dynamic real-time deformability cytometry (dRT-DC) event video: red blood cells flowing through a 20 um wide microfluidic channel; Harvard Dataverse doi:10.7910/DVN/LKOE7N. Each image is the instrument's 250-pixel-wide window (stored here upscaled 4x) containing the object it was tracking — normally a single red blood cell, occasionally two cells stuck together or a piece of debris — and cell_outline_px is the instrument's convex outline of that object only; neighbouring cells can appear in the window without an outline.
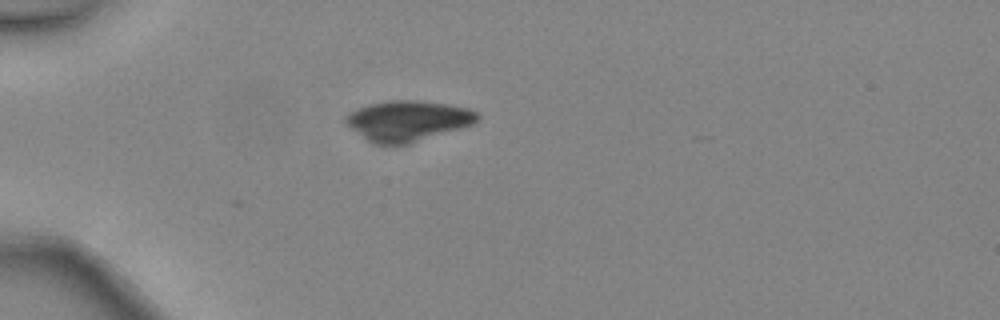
{"species": "common noctule bat (a hibernating species)", "species_latin": "Nyctalus noctula", "temperature_condition": "warm", "stored_images_in_passage": 4, "camera_frame_rate_fps": 3000, "um_per_image_px": 0.085, "animal": {"sex": "female", "body_mass_g": 24.6, "forearm_length_mm": 56.2}, "frame": {"image": 1, "passage_image": 1, "time_ms": 0.0, "image_size_px": [1000, 320], "cell_outline_px": [[480, 120], [472, 124], [460, 128], [408, 144], [372, 144], [352, 128], [344, 120], [344, 116], [368, 104], [388, 100], [420, 100], [448, 104], [468, 108], [476, 112], [480, 116]], "centroid_in_image_um": [34.68, 10.25], "position_along_channel_um": 50.3, "area_um2": 30.81}}